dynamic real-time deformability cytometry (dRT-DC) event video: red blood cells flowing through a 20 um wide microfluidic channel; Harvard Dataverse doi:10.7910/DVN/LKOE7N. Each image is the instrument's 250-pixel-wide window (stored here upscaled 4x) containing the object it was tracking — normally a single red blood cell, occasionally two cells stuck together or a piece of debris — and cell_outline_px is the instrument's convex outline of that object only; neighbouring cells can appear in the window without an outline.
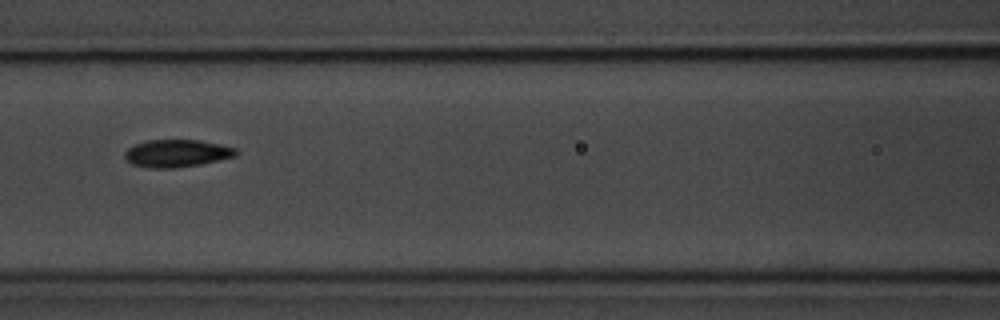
{"species": "common noctule bat (a hibernating species)", "species_latin": "Nyctalus noctula", "temperature_condition": "room temperature", "stored_images_in_passage": 8, "camera_frame_rate_fps": 3000, "um_per_image_px": 0.085, "animal": {"sex": "male", "body_mass_g": 20.1, "forearm_length_mm": 53.5}, "frame": {"image": 1, "passage_image": 4, "time_ms": 3.667, "image_size_px": [1000, 320], "cell_outline_px": [[240, 152], [236, 156], [200, 164], [172, 168], [148, 168], [132, 164], [124, 156], [124, 152], [128, 148], [136, 144], [148, 140], [200, 140], [220, 144], [236, 148]], "centroid_in_image_um": [15.05, 13.03], "position_along_channel_um": 151.6, "area_um2": 17.8}}
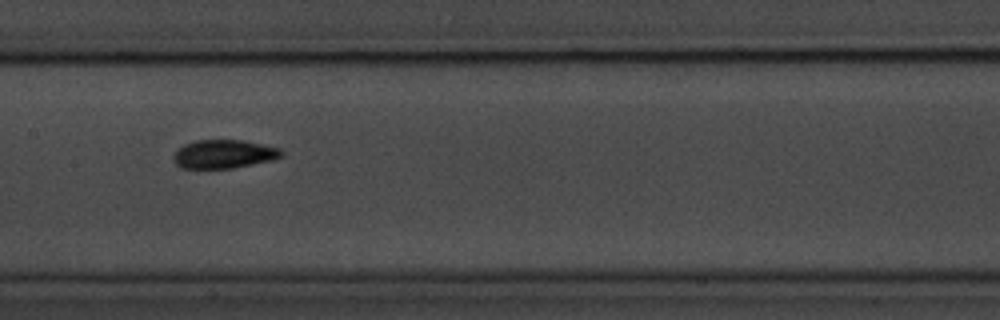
{"frame": {"image": 2, "passage_image": 5, "time_ms": 4.667, "image_size_px": [1000, 320], "cell_outline_px": [[284, 156], [272, 160], [232, 168], [180, 168], [172, 160], [172, 156], [184, 144], [196, 140], [244, 140], [280, 148], [284, 152]], "centroid_in_image_um": [19.04, 13.09], "position_along_channel_um": 188.4, "area_um2": 18.03}}